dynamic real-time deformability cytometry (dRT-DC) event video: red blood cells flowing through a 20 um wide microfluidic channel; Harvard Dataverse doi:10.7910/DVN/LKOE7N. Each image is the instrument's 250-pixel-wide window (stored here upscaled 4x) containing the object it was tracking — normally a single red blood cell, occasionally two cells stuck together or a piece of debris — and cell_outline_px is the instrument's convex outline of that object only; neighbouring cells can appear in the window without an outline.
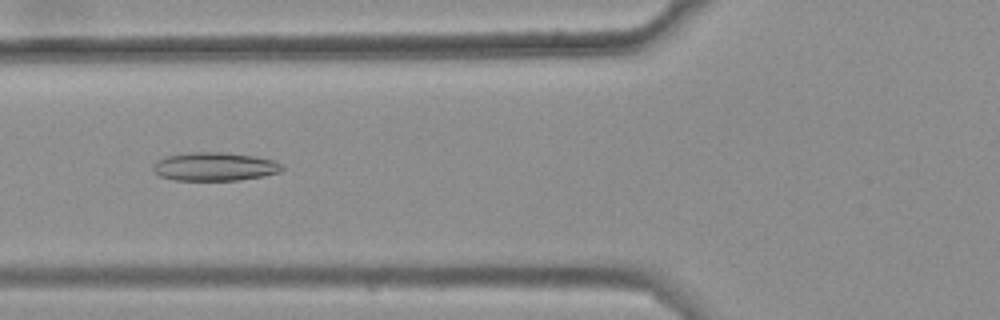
{"species": "common noctule bat (a hibernating species)", "species_latin": "Nyctalus noctula", "temperature_condition": "warm", "stored_images_in_passage": 48, "camera_frame_rate_fps": 3000, "um_per_image_px": 0.085, "animal": {"sex": "female", "body_mass_g": 25.1}, "frame": {"image": 1, "passage_image": 21, "time_ms": 6.667, "image_size_px": [1000, 320], "cell_outline_px": [[284, 168], [280, 172], [264, 176], [236, 180], [172, 180], [160, 176], [152, 168], [152, 164], [156, 160], [164, 156], [188, 152], [224, 152], [252, 156], [272, 160], [280, 164]], "centroid_in_image_um": [18.18, 14.16], "position_along_channel_um": 107.6, "area_um2": 21.44}}
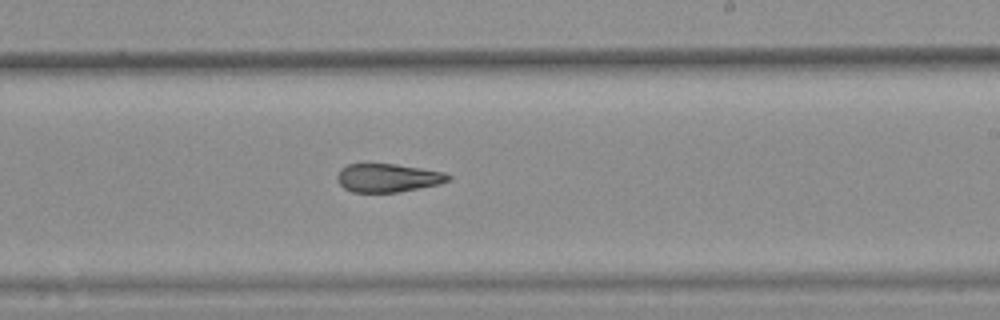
{"frame": {"image": 2, "passage_image": 33, "time_ms": 10.667, "image_size_px": [1000, 320], "cell_outline_px": [[452, 176], [448, 180], [440, 184], [396, 192], [352, 192], [344, 188], [336, 180], [336, 176], [340, 168], [348, 164], [396, 164], [444, 172]], "centroid_in_image_um": [32.93, 15.11], "position_along_channel_um": 256.1, "area_um2": 18.32}}
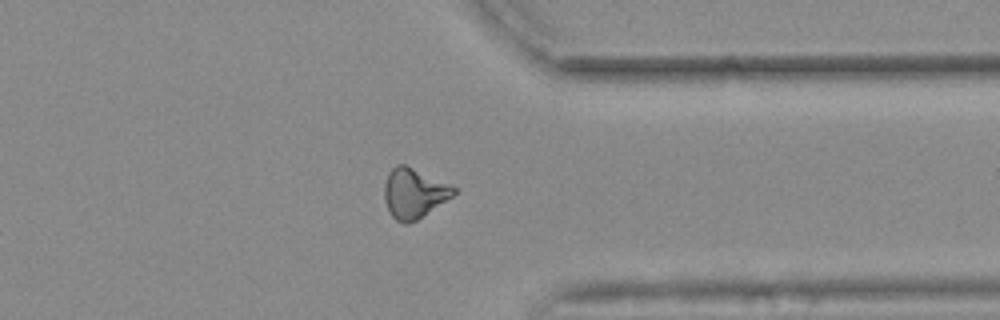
{"frame": {"image": 3, "passage_image": 43, "time_ms": 14.0, "image_size_px": [1000, 320], "cell_outline_px": [[456, 192], [452, 196], [416, 220], [408, 224], [404, 224], [396, 220], [392, 216], [384, 200], [384, 184], [388, 172], [396, 164], [404, 164], [448, 184], [456, 188]], "centroid_in_image_um": [35.14, 16.42], "position_along_channel_um": 376.3, "area_um2": 19.77}, "authors_computed_cell_mechanics": {"area_um2": 19.8543, "velocity_mm_per_s": 3.7098, "shape_relaxation_time_tau1_ms": null, "shape_relaxation_time_tau2_ms": 3.1736, "deformation_change_tau1": null, "deformation_change_tau2": 0.1176}}